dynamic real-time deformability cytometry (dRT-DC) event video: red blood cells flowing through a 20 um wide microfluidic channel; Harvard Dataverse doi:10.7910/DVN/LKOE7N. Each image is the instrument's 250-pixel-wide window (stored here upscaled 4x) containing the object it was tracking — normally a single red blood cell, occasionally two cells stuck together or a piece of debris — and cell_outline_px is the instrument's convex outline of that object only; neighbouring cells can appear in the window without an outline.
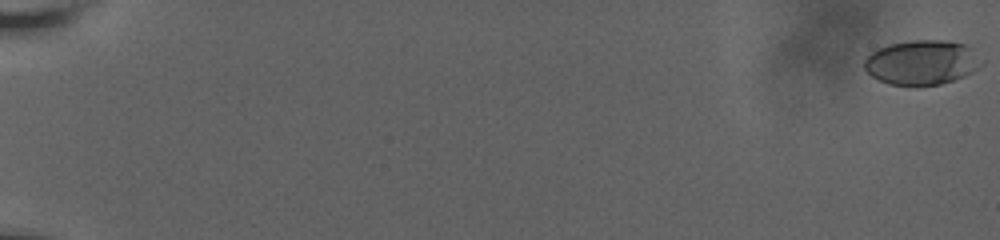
{"species": "human", "species_latin": "Homo sapiens", "temperature_condition": "room temperature", "stored_images_in_passage": 62, "camera_frame_rate_fps": 3000, "um_per_image_px": 0.085, "donor": {"sex": "male"}, "frame": {"image": 1, "passage_image": 1, "time_ms": 0.0, "image_size_px": [1000, 240], "cell_outline_px": [[984, 64], [972, 72], [964, 76], [940, 84], [920, 88], [916, 88], [888, 84], [872, 76], [864, 68], [864, 60], [876, 48], [888, 44], [916, 40], [948, 40], [964, 44], [972, 48], [984, 60]], "centroid_in_image_um": [78.38, 5.33], "position_along_channel_um": 6.6, "area_um2": 31.21}}
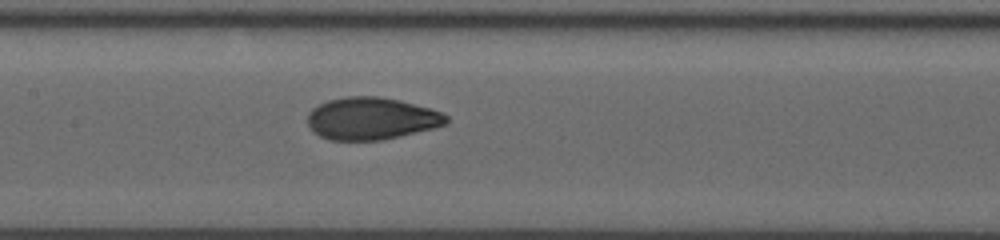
{"frame": {"image": 2, "passage_image": 34, "time_ms": 11.0, "image_size_px": [1000, 240], "cell_outline_px": [[448, 124], [400, 136], [380, 140], [328, 140], [320, 136], [308, 124], [308, 112], [312, 108], [328, 100], [348, 96], [380, 96], [400, 100], [444, 112], [448, 116]], "centroid_in_image_um": [31.59, 10.06], "position_along_channel_um": 175.8, "area_um2": 34.16}}
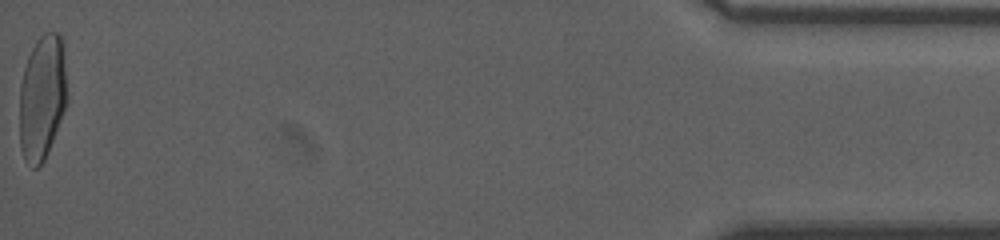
{"frame": {"image": 3, "passage_image": 62, "time_ms": 20.333, "image_size_px": [1000, 240], "cell_outline_px": [[68, 96], [60, 120], [48, 152], [44, 160], [36, 168], [32, 168], [24, 160], [20, 148], [20, 84], [24, 68], [28, 56], [36, 40], [44, 32], [60, 32], [68, 92]], "centroid_in_image_um": [3.57, 8.28], "position_along_channel_um": 431.6, "area_um2": 34.68}, "authors_computed_cell_mechanics": {"area_um2": 33.3217, "velocity_mm_per_s": 3.6656, "shape_relaxation_time_tau1_ms": 6.2177, "shape_relaxation_time_tau2_ms": null, "deformation_change_tau1": 0.2314, "deformation_change_tau2": null}}